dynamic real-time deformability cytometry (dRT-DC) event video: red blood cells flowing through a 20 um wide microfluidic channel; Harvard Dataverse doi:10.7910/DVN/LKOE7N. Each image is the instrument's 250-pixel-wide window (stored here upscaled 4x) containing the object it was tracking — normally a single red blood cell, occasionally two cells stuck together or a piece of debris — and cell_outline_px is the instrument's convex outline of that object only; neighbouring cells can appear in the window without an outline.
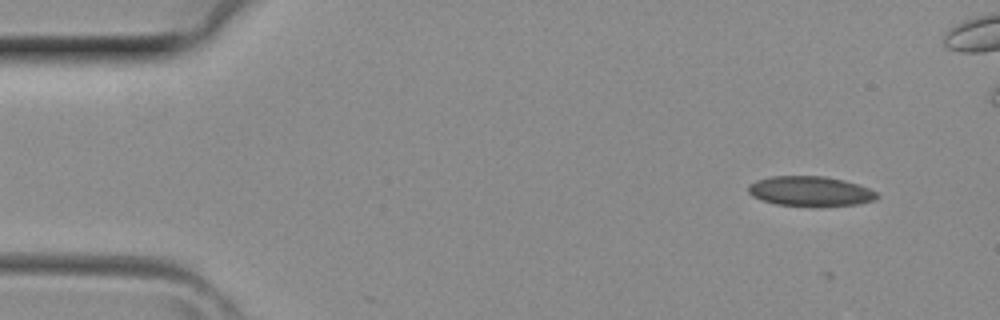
{"species": "common noctule bat (a hibernating species)", "species_latin": "Nyctalus noctula", "temperature_condition": "room temperature", "stored_images_in_passage": 3, "camera_frame_rate_fps": 3000, "um_per_image_px": 0.085, "animal": {"sex": "female", "body_mass_g": 29.2, "forearm_length_mm": 56.3}, "frame": {"image": 1, "passage_image": 3, "time_ms": 0.667, "image_size_px": [1000, 320], "cell_outline_px": [[880, 196], [876, 200], [860, 204], [776, 204], [752, 196], [748, 192], [748, 184], [756, 180], [772, 176], [824, 176], [844, 180], [868, 188], [876, 192]], "centroid_in_image_um": [68.87, 16.22], "position_along_channel_um": 16.1, "area_um2": 21.73}}